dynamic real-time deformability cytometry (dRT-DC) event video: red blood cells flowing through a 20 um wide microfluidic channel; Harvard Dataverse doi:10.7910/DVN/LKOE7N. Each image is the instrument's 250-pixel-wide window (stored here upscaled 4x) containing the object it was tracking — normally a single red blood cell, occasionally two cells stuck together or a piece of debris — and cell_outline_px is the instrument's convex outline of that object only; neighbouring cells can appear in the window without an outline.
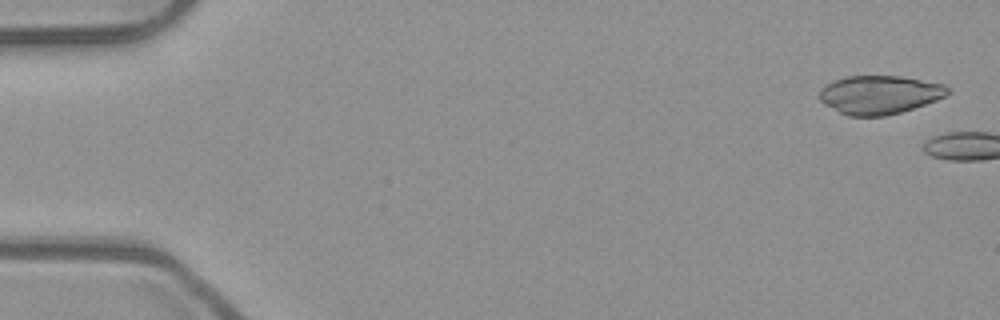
{"species": "common noctule bat (a hibernating species)", "species_latin": "Nyctalus noctula", "temperature_condition": "room temperature", "stored_images_in_passage": 3, "camera_frame_rate_fps": 3000, "um_per_image_px": 0.085, "animal": {"sex": "male", "body_mass_g": 23.1, "forearm_length_mm": 52.7}, "frame": {"image": 1, "passage_image": 1, "time_ms": 0.0, "image_size_px": [1000, 320], "cell_outline_px": [[948, 92], [944, 96], [936, 100], [900, 112], [884, 116], [848, 116], [824, 104], [820, 100], [820, 88], [832, 80], [848, 76], [900, 76], [944, 84], [948, 88]], "centroid_in_image_um": [74.71, 8.04], "position_along_channel_um": 10.3, "area_um2": 28.55}}